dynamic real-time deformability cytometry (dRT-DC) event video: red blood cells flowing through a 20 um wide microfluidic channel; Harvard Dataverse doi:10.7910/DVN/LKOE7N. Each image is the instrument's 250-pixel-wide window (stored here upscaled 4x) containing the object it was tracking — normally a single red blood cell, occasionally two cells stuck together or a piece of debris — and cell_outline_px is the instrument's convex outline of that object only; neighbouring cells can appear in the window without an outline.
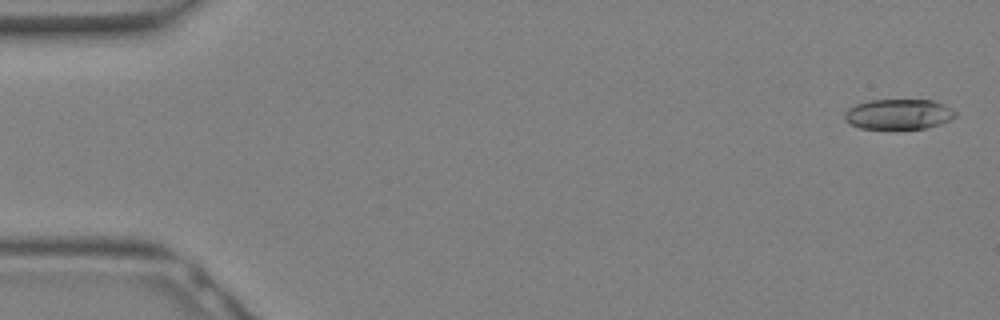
{"species": "Egyptian fruit bat (a non-hibernating species)", "species_latin": "Rousettus aegyptiacus", "temperature_condition": "warm", "stored_images_in_passage": 32, "camera_frame_rate_fps": 3000, "um_per_image_px": 0.085, "animal": {"sex": "female"}, "frame": {"image": 1, "passage_image": 1, "time_ms": 0.0, "image_size_px": [1000, 320], "cell_outline_px": [[956, 116], [940, 124], [924, 128], [860, 128], [848, 124], [844, 120], [844, 112], [848, 108], [856, 104], [868, 100], [932, 100], [944, 104], [956, 112]], "centroid_in_image_um": [76.33, 9.7], "position_along_channel_um": 8.7, "area_um2": 19.48}}
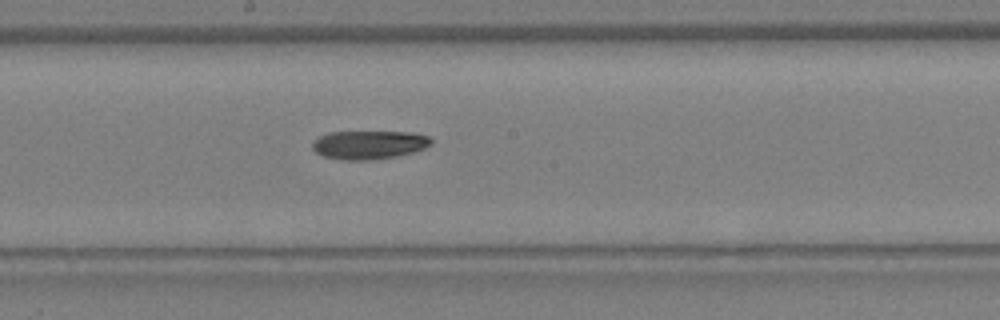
{"frame": {"image": 2, "passage_image": 17, "time_ms": 5.333, "image_size_px": [1000, 320], "cell_outline_px": [[432, 144], [424, 148], [412, 152], [396, 156], [372, 160], [344, 160], [324, 156], [316, 152], [312, 148], [312, 144], [320, 136], [328, 132], [412, 132], [428, 136], [432, 140]], "centroid_in_image_um": [31.37, 12.3], "position_along_channel_um": 216.8, "area_um2": 19.65}}
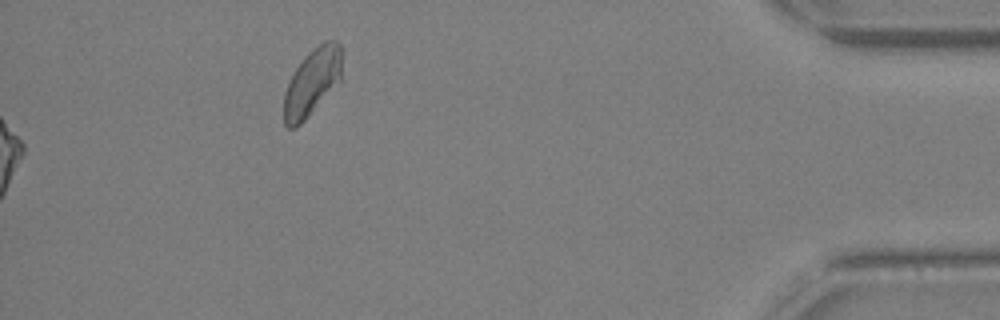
{"frame": {"image": 3, "passage_image": 32, "time_ms": 10.333, "image_size_px": [1000, 320], "cell_outline_px": [[340, 80], [308, 116], [296, 128], [288, 128], [284, 124], [284, 92], [296, 68], [304, 56], [312, 48], [324, 40], [336, 40], [340, 44]], "centroid_in_image_um": [26.5, 6.96], "position_along_channel_um": 408.7, "area_um2": 22.25}}